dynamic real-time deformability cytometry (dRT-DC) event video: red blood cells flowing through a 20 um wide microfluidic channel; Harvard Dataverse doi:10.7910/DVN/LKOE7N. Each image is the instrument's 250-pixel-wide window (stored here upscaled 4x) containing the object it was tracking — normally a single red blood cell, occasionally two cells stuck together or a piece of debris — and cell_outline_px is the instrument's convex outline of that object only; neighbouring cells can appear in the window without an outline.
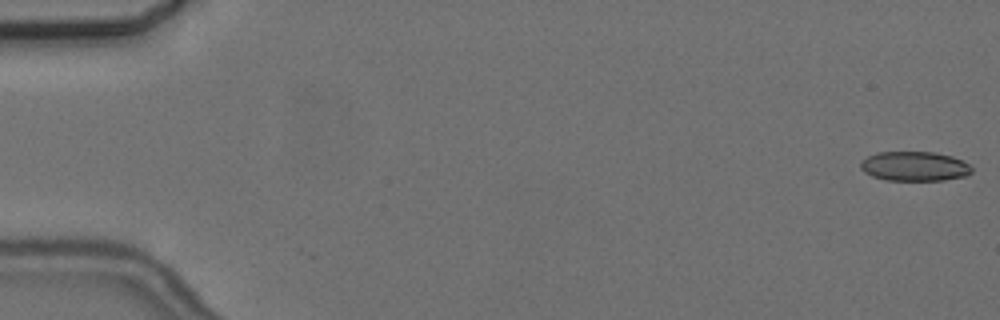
{"species": "common noctule bat (a hibernating species)", "species_latin": "Nyctalus noctula", "temperature_condition": "cold", "stored_images_in_passage": 8, "camera_frame_rate_fps": 3000, "um_per_image_px": 0.085, "animal": {"sex": "female", "body_mass_g": 24.6, "forearm_length_mm": 56.2}, "frame": {"image": 1, "passage_image": 1, "time_ms": 0.0, "image_size_px": [1000, 320], "cell_outline_px": [[972, 172], [968, 176], [944, 180], [884, 180], [872, 176], [864, 172], [860, 168], [860, 160], [876, 152], [936, 152], [952, 156], [968, 164], [972, 168]], "centroid_in_image_um": [77.72, 14.13], "position_along_channel_um": 7.3, "area_um2": 19.31}}